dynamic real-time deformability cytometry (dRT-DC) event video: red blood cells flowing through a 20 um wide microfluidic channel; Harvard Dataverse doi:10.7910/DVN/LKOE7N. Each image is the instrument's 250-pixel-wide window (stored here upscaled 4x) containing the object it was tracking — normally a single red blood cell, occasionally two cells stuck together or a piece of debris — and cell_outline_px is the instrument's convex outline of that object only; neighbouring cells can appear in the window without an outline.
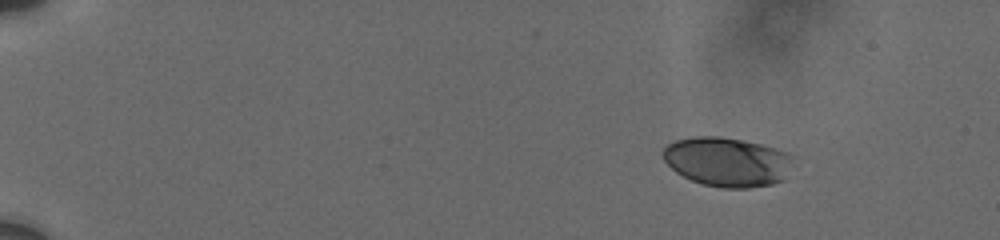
{"species": "human", "species_latin": "Homo sapiens", "temperature_condition": "cold", "stored_images_in_passage": 14, "camera_frame_rate_fps": 3000, "um_per_image_px": 0.085, "donor": {"sex": "male"}, "frame": {"image": 1, "passage_image": 1, "time_ms": 0.0, "image_size_px": [1000, 240], "cell_outline_px": [[792, 156], [784, 180], [772, 184], [748, 188], [724, 188], [704, 184], [692, 180], [676, 172], [664, 160], [660, 152], [668, 144], [676, 140], [696, 136], [720, 136], [760, 144], [776, 148], [788, 152]], "centroid_in_image_um": [61.78, 13.75], "position_along_channel_um": 23.2, "area_um2": 37.17}}
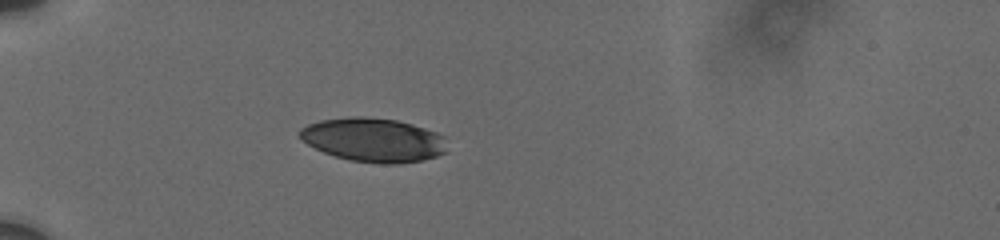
{"frame": {"image": 2, "passage_image": 7, "time_ms": 3.667, "image_size_px": [1000, 240], "cell_outline_px": [[444, 152], [436, 156], [420, 160], [400, 164], [384, 164], [348, 160], [324, 152], [308, 144], [296, 132], [300, 128], [308, 124], [320, 120], [352, 116], [364, 116], [396, 120], [412, 124], [436, 132], [444, 136]], "centroid_in_image_um": [31.7, 11.88], "position_along_channel_um": 53.3, "area_um2": 37.51}}
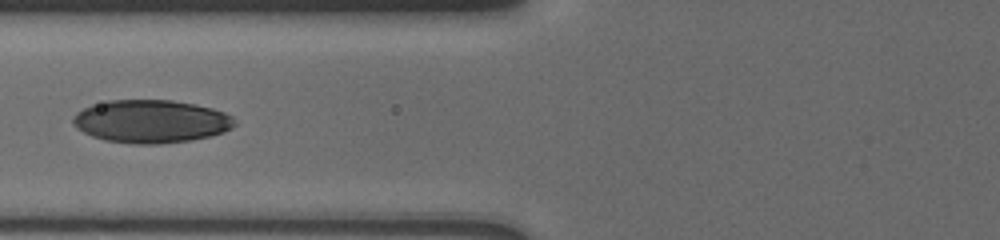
{"frame": {"image": 3, "passage_image": 12, "time_ms": 6.0, "image_size_px": [1000, 240], "cell_outline_px": [[236, 124], [232, 128], [224, 132], [212, 136], [192, 140], [160, 144], [132, 144], [104, 140], [92, 136], [76, 128], [72, 124], [72, 116], [76, 112], [92, 104], [108, 100], [172, 100], [196, 104], [212, 108], [224, 112], [232, 116]], "centroid_in_image_um": [12.83, 10.32], "position_along_channel_um": 113.0, "area_um2": 40.92}}